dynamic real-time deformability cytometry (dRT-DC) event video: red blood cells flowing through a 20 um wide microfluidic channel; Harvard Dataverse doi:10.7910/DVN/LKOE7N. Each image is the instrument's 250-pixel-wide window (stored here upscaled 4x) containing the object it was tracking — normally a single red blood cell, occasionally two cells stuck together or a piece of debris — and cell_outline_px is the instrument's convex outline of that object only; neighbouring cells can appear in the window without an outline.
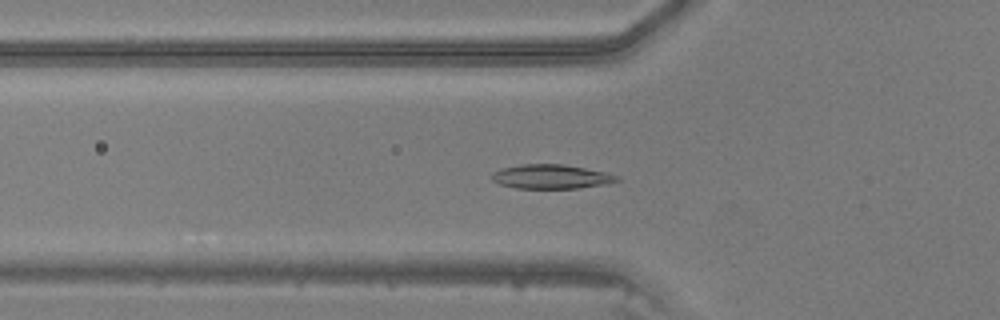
{"species": "common noctule bat (a hibernating species)", "species_latin": "Nyctalus noctula", "temperature_condition": "warm", "stored_images_in_passage": 47, "camera_frame_rate_fps": 3000, "um_per_image_px": 0.085, "animal": {"sex": "male", "body_mass_g": 20.5, "forearm_length_mm": 52.5}, "frame": {"image": 1, "passage_image": 17, "time_ms": 5.333, "image_size_px": [1000, 320], "cell_outline_px": [[620, 180], [604, 184], [576, 188], [516, 188], [500, 184], [492, 180], [492, 172], [504, 168], [520, 164], [560, 164], [608, 172], [620, 176]], "centroid_in_image_um": [46.86, 15.01], "position_along_channel_um": 78.9, "area_um2": 17.51}}
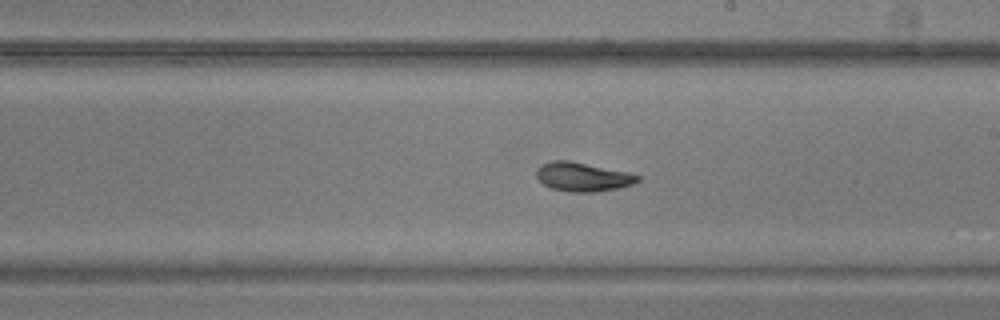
{"frame": {"image": 2, "passage_image": 28, "time_ms": 9.0, "image_size_px": [1000, 320], "cell_outline_px": [[640, 180], [632, 184], [616, 188], [596, 192], [568, 192], [552, 188], [544, 184], [536, 176], [536, 168], [540, 164], [552, 160], [568, 160], [628, 172], [640, 176]], "centroid_in_image_um": [49.5, 15.02], "position_along_channel_um": 239.5, "area_um2": 17.05}}
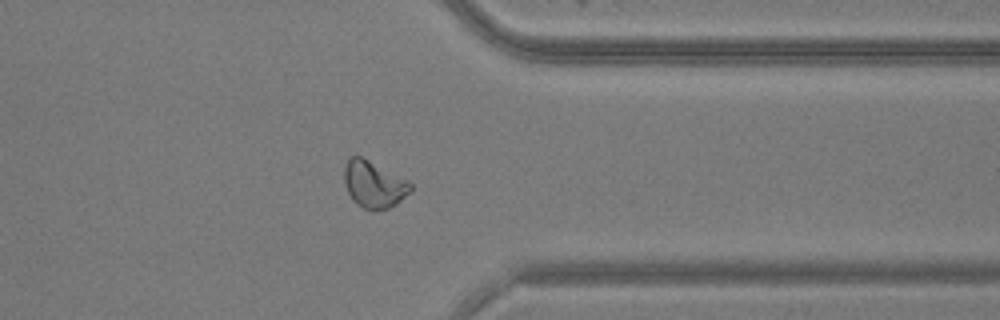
{"frame": {"image": 3, "passage_image": 38, "time_ms": 12.333, "image_size_px": [1000, 320], "cell_outline_px": [[412, 188], [396, 204], [388, 208], [372, 212], [356, 204], [352, 200], [344, 184], [344, 168], [348, 160], [352, 156], [360, 156], [408, 180], [412, 184]], "centroid_in_image_um": [31.75, 15.7], "position_along_channel_um": 379.6, "area_um2": 17.98}}